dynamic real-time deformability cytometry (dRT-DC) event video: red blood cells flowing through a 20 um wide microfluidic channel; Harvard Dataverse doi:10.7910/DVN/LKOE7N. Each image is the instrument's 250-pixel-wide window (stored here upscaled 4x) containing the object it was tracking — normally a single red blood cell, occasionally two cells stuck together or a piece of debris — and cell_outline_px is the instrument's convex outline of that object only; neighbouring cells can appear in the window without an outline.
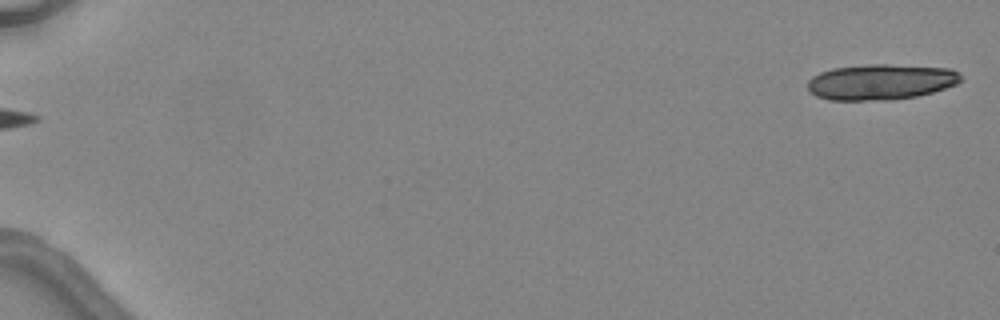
{"species": "common noctule bat (a hibernating species)", "species_latin": "Nyctalus noctula", "temperature_condition": "warm", "stored_images_in_passage": 5, "segment_of_instrument_passage": [2, 2], "camera_frame_rate_fps": 3000, "um_per_image_px": 0.085, "animal": {"sex": "female", "body_mass_g": 24.6, "forearm_length_mm": 56.2}, "frame": {"image": 1, "passage_image": 5, "time_ms": 5.0, "image_size_px": [1000, 320], "cell_outline_px": [[960, 80], [956, 84], [932, 92], [916, 96], [892, 100], [828, 100], [816, 96], [808, 88], [808, 80], [812, 76], [820, 72], [832, 68], [872, 64], [884, 64], [952, 68], [960, 76]], "centroid_in_image_um": [74.83, 6.96], "position_along_channel_um": 10.2, "area_um2": 31.73}}